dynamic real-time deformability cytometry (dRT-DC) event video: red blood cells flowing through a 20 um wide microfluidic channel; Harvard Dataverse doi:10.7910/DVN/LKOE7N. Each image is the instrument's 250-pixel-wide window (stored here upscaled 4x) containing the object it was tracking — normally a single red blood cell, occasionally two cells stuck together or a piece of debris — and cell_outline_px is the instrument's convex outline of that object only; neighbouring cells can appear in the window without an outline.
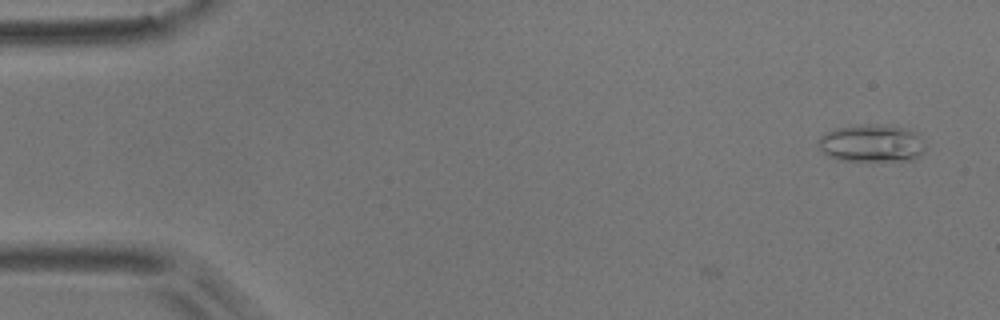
{"species": "common noctule bat (a hibernating species)", "species_latin": "Nyctalus noctula", "temperature_condition": "room temperature", "stored_images_in_passage": 3, "camera_frame_rate_fps": 3000, "um_per_image_px": 0.085, "animal": {"sex": "male", "body_mass_g": 17.9}, "frame": {"image": 1, "passage_image": 3, "time_ms": 0.667, "image_size_px": [1000, 320], "cell_outline_px": [[924, 152], [912, 160], [836, 160], [828, 156], [816, 144], [816, 140], [820, 136], [836, 128], [860, 124], [876, 124], [912, 128], [916, 132], [924, 148]], "centroid_in_image_um": [74.06, 12.16], "position_along_channel_um": 10.9, "area_um2": 23.47}}